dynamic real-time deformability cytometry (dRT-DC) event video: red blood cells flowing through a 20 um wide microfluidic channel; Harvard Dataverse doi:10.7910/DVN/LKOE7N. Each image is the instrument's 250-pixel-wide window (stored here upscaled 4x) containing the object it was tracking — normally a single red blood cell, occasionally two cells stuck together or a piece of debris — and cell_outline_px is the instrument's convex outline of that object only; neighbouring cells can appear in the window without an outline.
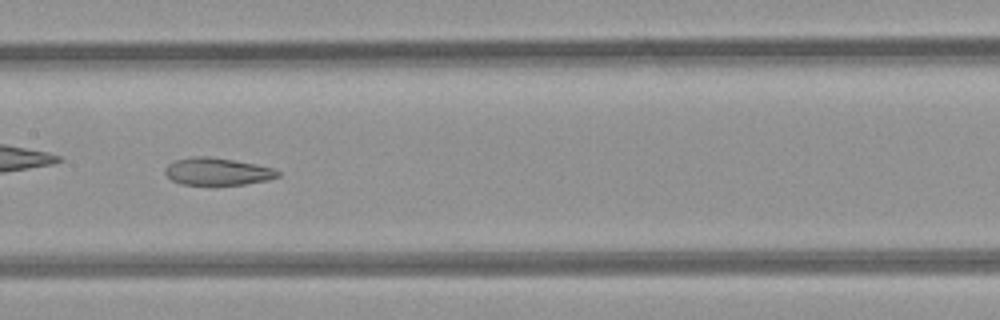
{"species": "common noctule bat (a hibernating species)", "species_latin": "Nyctalus noctula", "temperature_condition": "room temperature", "stored_images_in_passage": 36, "camera_frame_rate_fps": 3000, "um_per_image_px": 0.085, "animal": {"sex": "female", "body_mass_g": 21.9}, "frame": {"image": 1, "passage_image": 11, "time_ms": 3.333, "image_size_px": [1000, 320], "cell_outline_px": [[280, 176], [268, 180], [244, 184], [180, 184], [172, 180], [164, 172], [164, 168], [168, 164], [176, 160], [192, 156], [208, 156], [256, 164], [272, 168], [280, 172]], "centroid_in_image_um": [18.47, 14.57], "position_along_channel_um": 188.9, "area_um2": 17.8}, "authors_computed_cell_mechanics": {"area_um2": 20.7213, "velocity_mm_per_s": 4.25, "shape_relaxation_time_tau1_ms": null, "shape_relaxation_time_tau2_ms": 2.7852, "deformation_change_tau1": null, "deformation_change_tau2": 0.1048}}